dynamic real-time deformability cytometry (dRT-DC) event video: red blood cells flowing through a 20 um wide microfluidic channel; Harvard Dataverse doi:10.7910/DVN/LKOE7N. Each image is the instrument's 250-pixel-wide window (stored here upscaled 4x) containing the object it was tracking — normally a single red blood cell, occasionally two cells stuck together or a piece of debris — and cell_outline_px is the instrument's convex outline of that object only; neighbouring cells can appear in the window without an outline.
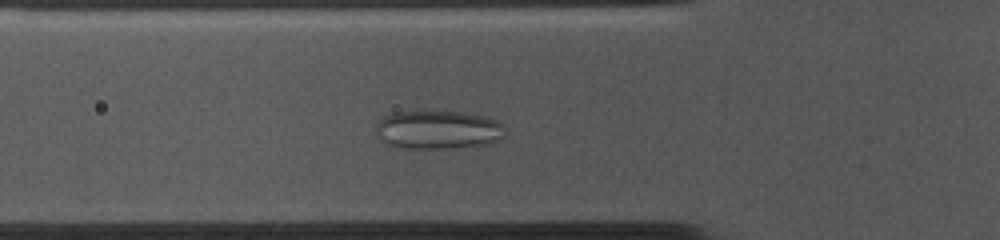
{"species": "common noctule bat (a hibernating species)", "species_latin": "Nyctalus noctula", "temperature_condition": "cold", "stored_images_in_passage": 53, "camera_frame_rate_fps": 3000, "um_per_image_px": 0.085, "animal": {"sex": "female", "body_mass_g": 10.0, "forearm_length_mm": 53.1}, "frame": {"image": 1, "passage_image": 16, "time_ms": 5.0, "image_size_px": [1000, 240], "cell_outline_px": [[504, 136], [500, 140], [492, 144], [448, 148], [404, 148], [388, 144], [376, 132], [376, 124], [384, 116], [392, 112], [460, 112], [484, 116], [496, 120], [504, 128]], "centroid_in_image_um": [37.27, 11.04], "position_along_channel_um": 88.5, "area_um2": 28.78}}
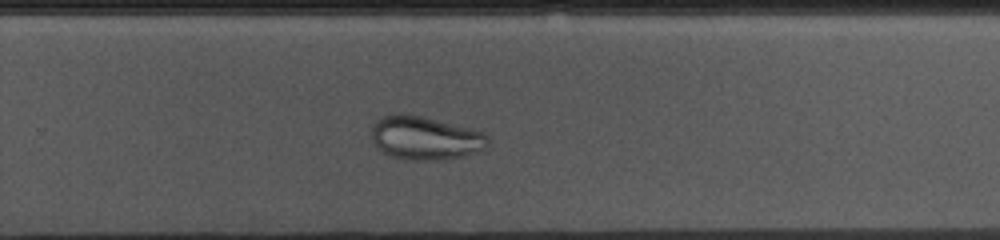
{"frame": {"image": 2, "passage_image": 33, "time_ms": 10.667, "image_size_px": [1000, 240], "cell_outline_px": [[488, 148], [464, 156], [440, 160], [408, 160], [392, 156], [376, 148], [372, 140], [372, 124], [376, 120], [384, 116], [420, 116], [484, 132], [488, 136]], "centroid_in_image_um": [36.16, 11.77], "position_along_channel_um": 293.6, "area_um2": 29.02}}
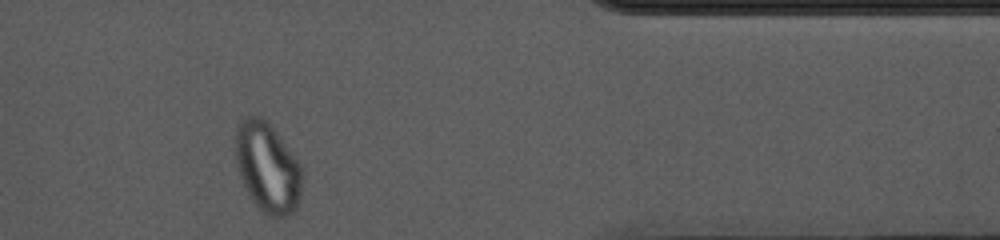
{"frame": {"image": 3, "passage_image": 43, "time_ms": 14.0, "image_size_px": [1000, 240], "cell_outline_px": [[304, 176], [300, 200], [296, 208], [288, 216], [268, 216], [252, 200], [240, 176], [236, 164], [236, 124], [240, 120], [248, 116], [260, 116], [276, 132], [300, 164], [304, 172]], "centroid_in_image_um": [22.76, 14.25], "position_along_channel_um": 388.6, "area_um2": 34.8}}